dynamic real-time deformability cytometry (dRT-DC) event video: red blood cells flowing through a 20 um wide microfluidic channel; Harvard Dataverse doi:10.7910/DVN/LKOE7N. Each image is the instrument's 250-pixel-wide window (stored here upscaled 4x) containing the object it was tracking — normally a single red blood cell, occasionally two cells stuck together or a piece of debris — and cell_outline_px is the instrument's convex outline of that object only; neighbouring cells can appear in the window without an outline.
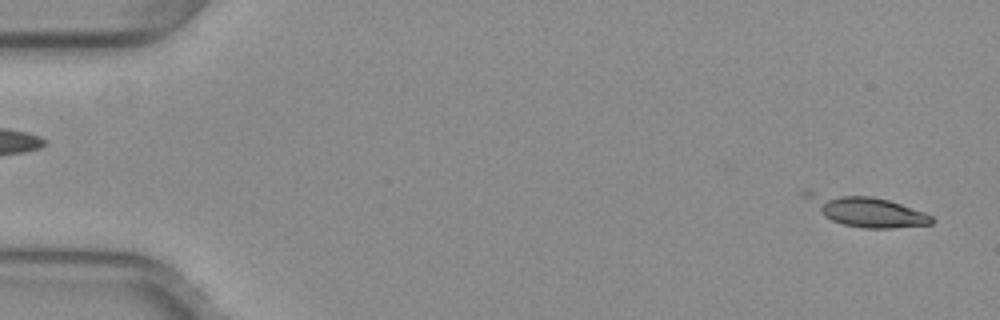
{"species": "common noctule bat (a hibernating species)", "species_latin": "Nyctalus noctula", "temperature_condition": "warm", "stored_images_in_passage": 48, "camera_frame_rate_fps": 3000, "um_per_image_px": 0.085, "animal": {"sex": "female", "body_mass_g": 29.2, "forearm_length_mm": 56.3}, "frame": {"image": 1, "passage_image": 2, "time_ms": 0.333, "image_size_px": [1000, 320], "cell_outline_px": [[936, 220], [932, 224], [892, 228], [864, 228], [844, 224], [832, 220], [824, 216], [800, 196], [800, 192], [804, 188], [812, 188], [872, 196], [888, 200], [924, 212], [932, 216]], "centroid_in_image_um": [73.44, 17.84], "position_along_channel_um": 11.6, "area_um2": 23.35}}
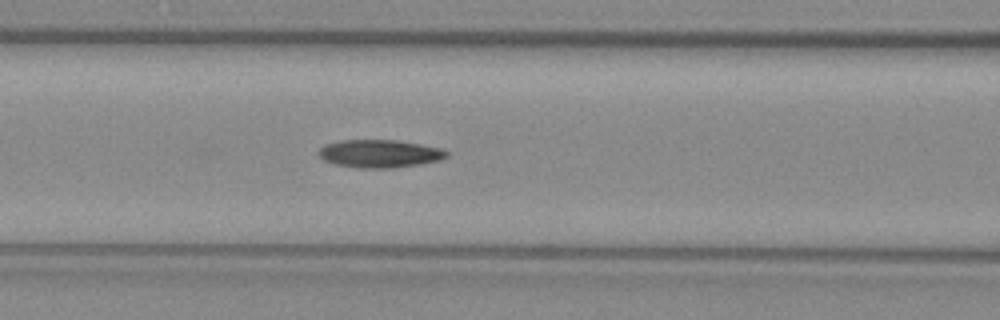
{"frame": {"image": 2, "passage_image": 22, "time_ms": 7.0, "image_size_px": [1000, 320], "cell_outline_px": [[448, 156], [440, 160], [420, 164], [392, 168], [360, 168], [336, 164], [324, 160], [316, 152], [324, 144], [340, 140], [396, 140], [420, 144], [440, 148], [448, 152]], "centroid_in_image_um": [32.25, 13.05], "position_along_channel_um": 134.4, "area_um2": 20.81}}
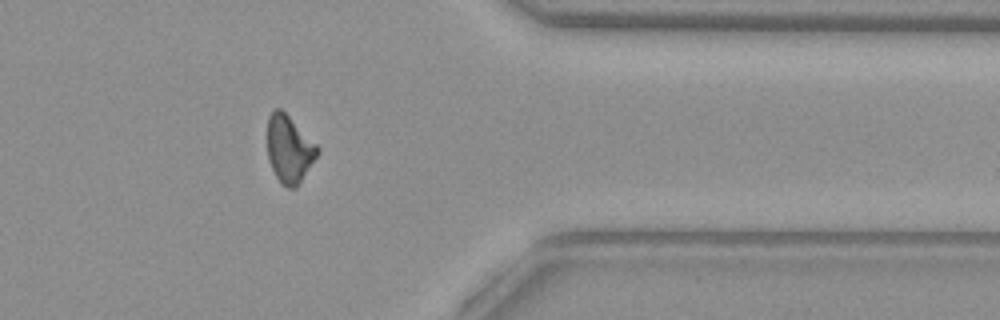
{"frame": {"image": 3, "passage_image": 42, "time_ms": 13.667, "image_size_px": [1000, 320], "cell_outline_px": [[320, 148], [316, 156], [296, 188], [288, 188], [280, 184], [268, 160], [268, 116], [276, 108], [280, 108]], "centroid_in_image_um": [24.56, 12.69], "position_along_channel_um": 386.8, "area_um2": 19.19}}